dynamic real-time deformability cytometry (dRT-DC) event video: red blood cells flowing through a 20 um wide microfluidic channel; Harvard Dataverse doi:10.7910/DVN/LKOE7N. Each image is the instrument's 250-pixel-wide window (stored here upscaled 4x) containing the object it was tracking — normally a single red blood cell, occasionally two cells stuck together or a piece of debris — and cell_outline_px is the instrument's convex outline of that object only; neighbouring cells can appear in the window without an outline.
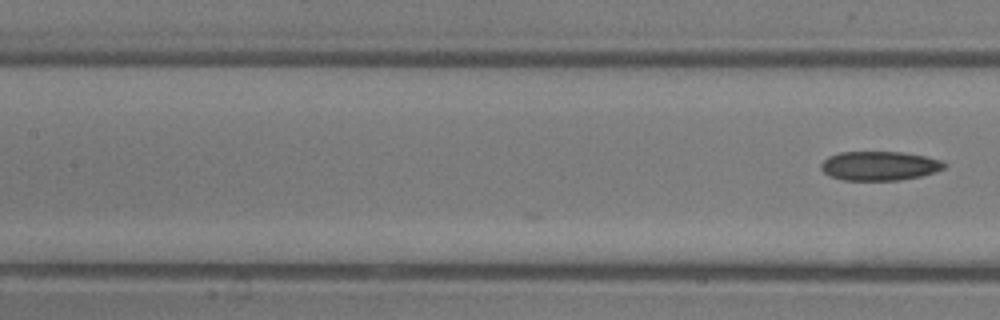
{"species": "common noctule bat (a hibernating species)", "species_latin": "Nyctalus noctula", "temperature_condition": "room temperature", "stored_images_in_passage": 17, "camera_frame_rate_fps": 3000, "um_per_image_px": 0.085, "animal": {"sex": "male", "body_mass_g": 13.3}, "frame": {"image": 1, "passage_image": 17, "time_ms": 5.333, "image_size_px": [1000, 320], "cell_outline_px": [[944, 168], [936, 172], [920, 176], [896, 180], [844, 180], [828, 176], [820, 168], [820, 164], [828, 156], [840, 152], [904, 152], [924, 156], [940, 160], [944, 164]], "centroid_in_image_um": [74.7, 14.09], "position_along_channel_um": 132.7, "area_um2": 20.87}}